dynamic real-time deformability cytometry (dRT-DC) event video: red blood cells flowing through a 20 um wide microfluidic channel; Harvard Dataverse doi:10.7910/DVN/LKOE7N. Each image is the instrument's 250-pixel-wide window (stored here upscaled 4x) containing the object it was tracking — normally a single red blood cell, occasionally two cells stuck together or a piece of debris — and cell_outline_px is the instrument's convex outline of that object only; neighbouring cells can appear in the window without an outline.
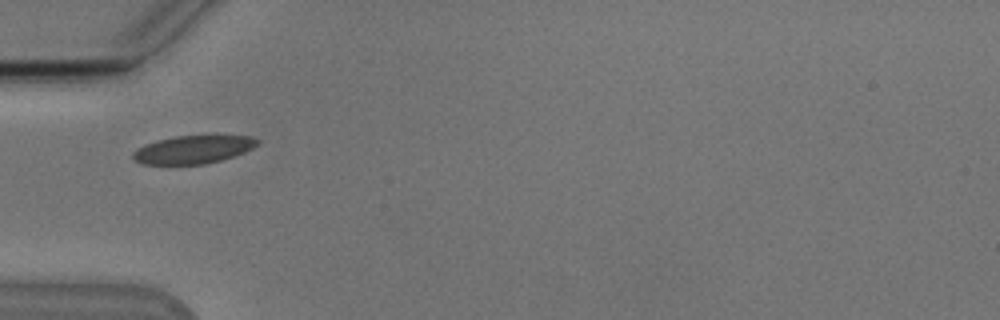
{"species": "Egyptian fruit bat (a non-hibernating species)", "species_latin": "Rousettus aegyptiacus", "temperature_condition": "cold", "stored_images_in_passage": 37, "camera_frame_rate_fps": 3000, "um_per_image_px": 0.085, "animal": {"sex": "male"}, "frame": {"image": 1, "passage_image": 1, "time_ms": 0.0, "image_size_px": [1000, 320], "cell_outline_px": [[260, 144], [244, 152], [220, 160], [204, 164], [144, 164], [132, 160], [132, 152], [136, 148], [144, 144], [156, 140], [176, 136], [216, 132], [252, 136], [260, 140]], "centroid_in_image_um": [16.48, 12.64], "position_along_channel_um": 68.5, "area_um2": 21.44}}
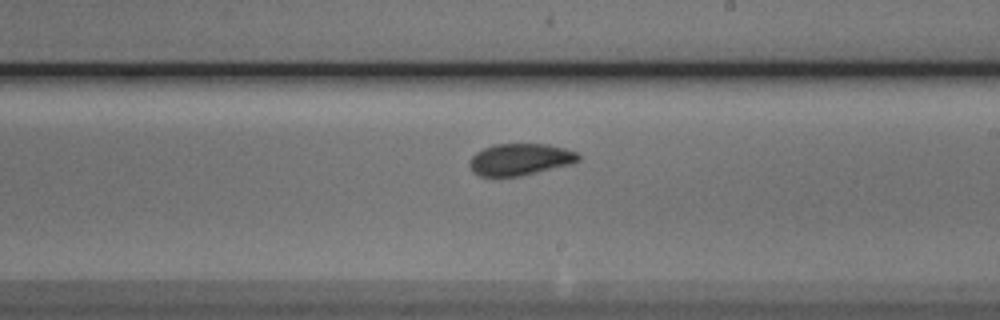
{"frame": {"image": 2, "passage_image": 15, "time_ms": 4.667, "image_size_px": [1000, 320], "cell_outline_px": [[580, 160], [572, 164], [520, 176], [480, 176], [472, 172], [468, 164], [472, 156], [476, 152], [492, 144], [548, 144], [564, 148], [576, 152], [580, 156]], "centroid_in_image_um": [44.2, 13.55], "position_along_channel_um": 244.8, "area_um2": 20.23}}
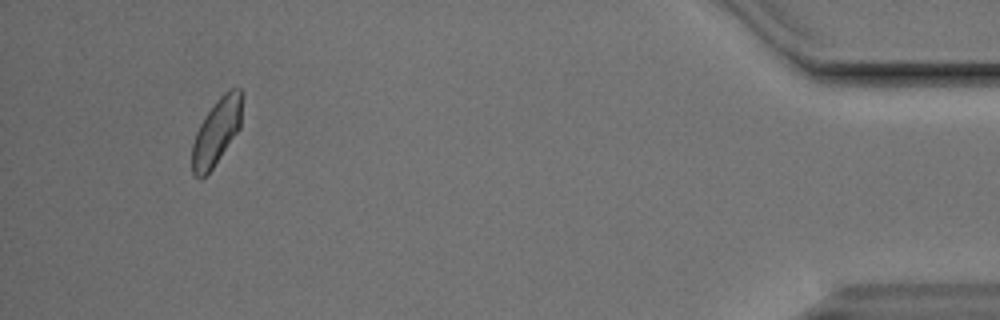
{"frame": {"image": 3, "passage_image": 34, "time_ms": 11.0, "image_size_px": [1000, 320], "cell_outline_px": [[244, 96], [240, 128], [212, 168], [200, 180], [192, 172], [192, 144], [196, 132], [204, 116], [216, 100], [224, 92], [232, 88], [240, 88]], "centroid_in_image_um": [18.43, 11.14], "position_along_channel_um": 416.8, "area_um2": 19.42}, "authors_computed_cell_mechanics": {"area_um2": 20.1144, "velocity_mm_per_s": 3.7896, "shape_relaxation_time_tau1_ms": 4.642, "shape_relaxation_time_tau2_ms": 2.1576, "deformation_change_tau1": 0.1089, "deformation_change_tau2": 0.0362}}